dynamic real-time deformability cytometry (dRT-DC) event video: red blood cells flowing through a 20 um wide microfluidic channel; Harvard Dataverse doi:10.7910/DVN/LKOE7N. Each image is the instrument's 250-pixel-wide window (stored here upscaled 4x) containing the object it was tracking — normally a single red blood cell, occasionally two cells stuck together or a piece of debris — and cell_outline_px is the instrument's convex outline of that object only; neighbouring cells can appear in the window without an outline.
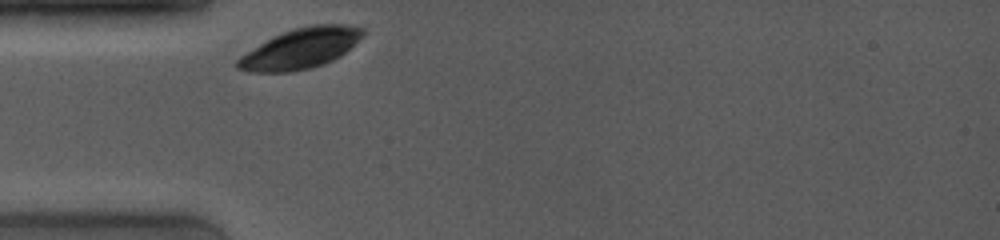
{"species": "common noctule bat (a hibernating species)", "species_latin": "Nyctalus noctula", "temperature_condition": "room temperature", "stored_images_in_passage": 38, "camera_frame_rate_fps": 4000, "um_per_image_px": 0.085, "animal": {"sex": "female", "body_mass_g": 19.0, "forearm_length_mm": 53.3}, "frame": {"image": 1, "passage_image": 1, "time_ms": 0.0, "image_size_px": [1000, 240], "cell_outline_px": [[364, 36], [340, 56], [324, 64], [308, 68], [288, 72], [248, 72], [236, 68], [236, 60], [240, 56], [260, 44], [284, 32], [296, 28], [312, 24], [348, 24], [364, 28]], "centroid_in_image_um": [25.58, 4.12], "position_along_channel_um": 59.4, "area_um2": 29.19}}
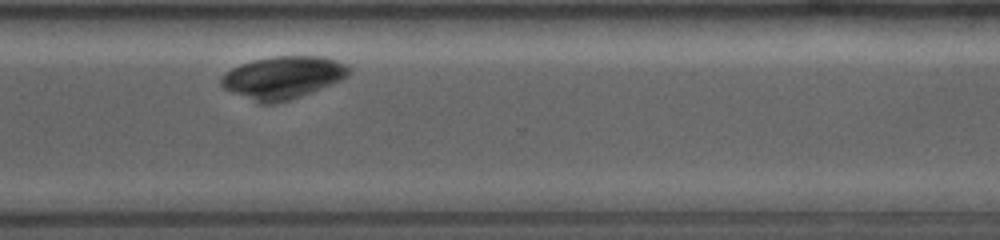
{"frame": {"image": 2, "passage_image": 32, "time_ms": 7.75, "image_size_px": [1000, 240], "cell_outline_px": [[352, 72], [348, 76], [332, 84], [300, 96], [288, 100], [272, 104], [256, 104], [224, 88], [220, 84], [220, 80], [232, 68], [240, 64], [252, 60], [272, 56], [324, 56], [348, 64], [352, 68]], "centroid_in_image_um": [24.07, 6.58], "position_along_channel_um": 346.5, "area_um2": 31.85}}
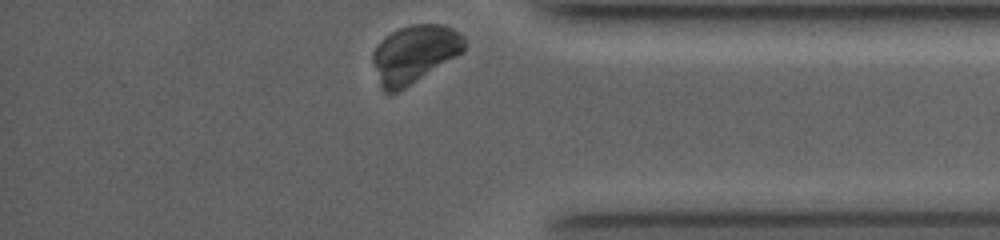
{"frame": {"image": 3, "passage_image": 38, "time_ms": 9.25, "image_size_px": [1000, 240], "cell_outline_px": [[464, 52], [404, 88], [396, 92], [384, 92], [380, 88], [372, 60], [372, 52], [376, 44], [384, 36], [400, 28], [412, 24], [444, 24], [452, 28], [464, 36]], "centroid_in_image_um": [35.2, 4.57], "position_along_channel_um": 400.0, "area_um2": 30.92}}